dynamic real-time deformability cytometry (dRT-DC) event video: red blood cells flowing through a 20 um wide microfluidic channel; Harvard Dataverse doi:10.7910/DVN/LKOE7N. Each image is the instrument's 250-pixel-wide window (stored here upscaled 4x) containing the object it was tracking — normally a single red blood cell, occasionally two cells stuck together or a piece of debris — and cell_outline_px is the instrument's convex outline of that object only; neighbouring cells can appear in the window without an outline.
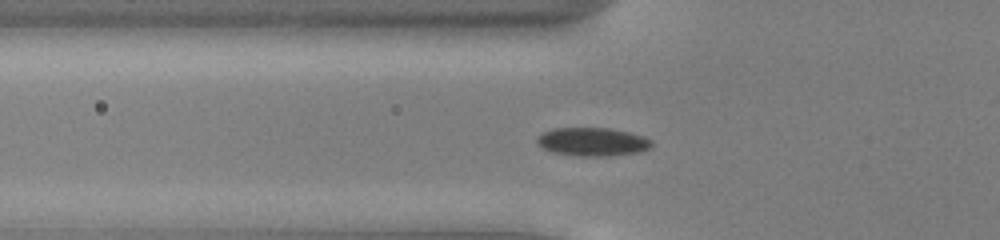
{"species": "common noctule bat (a hibernating species)", "species_latin": "Nyctalus noctula", "temperature_condition": "cold", "stored_images_in_passage": 53, "camera_frame_rate_fps": 3000, "um_per_image_px": 0.085, "animal": {"sex": "male", "body_mass_g": 13.0, "forearm_length_mm": 53.1}, "frame": {"image": 1, "passage_image": 19, "time_ms": 6.0, "image_size_px": [1000, 240], "cell_outline_px": [[652, 144], [648, 148], [640, 152], [608, 156], [580, 156], [552, 152], [544, 148], [536, 140], [544, 132], [552, 128], [608, 128], [628, 132], [644, 136], [652, 140]], "centroid_in_image_um": [50.39, 12.05], "position_along_channel_um": 75.4, "area_um2": 18.79}}
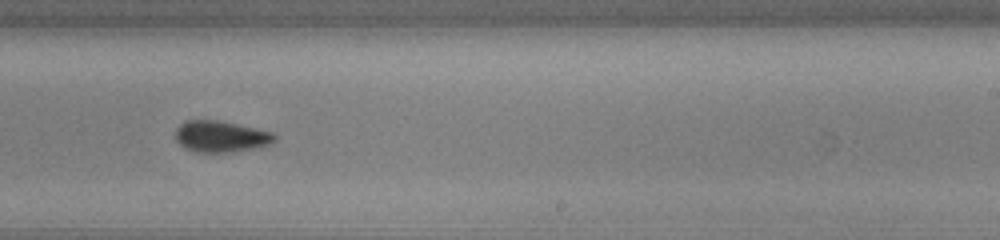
{"frame": {"image": 2, "passage_image": 34, "time_ms": 11.0, "image_size_px": [1000, 240], "cell_outline_px": [[276, 140], [272, 144], [260, 148], [228, 152], [196, 152], [184, 148], [176, 140], [176, 128], [184, 120], [220, 120], [276, 132]], "centroid_in_image_um": [18.83, 11.59], "position_along_channel_um": 270.2, "area_um2": 18.55}}
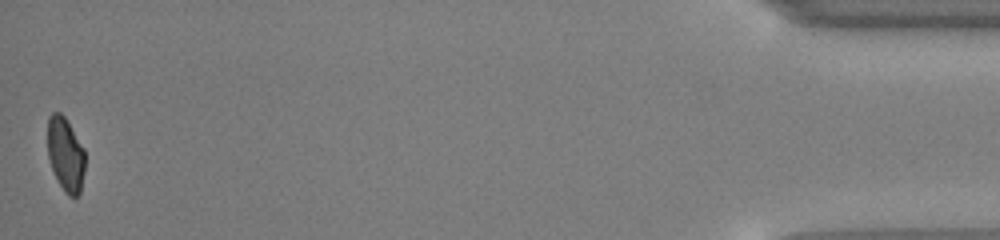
{"frame": {"image": 3, "passage_image": 53, "time_ms": 17.333, "image_size_px": [1000, 240], "cell_outline_px": [[84, 168], [80, 192], [76, 196], [68, 196], [64, 192], [52, 168], [48, 156], [48, 116], [52, 112], [60, 112], [64, 116], [84, 148]], "centroid_in_image_um": [5.56, 13.1], "position_along_channel_um": 429.6, "area_um2": 15.9}, "authors_computed_cell_mechanics": {"area_um2": 18.0336, "velocity_mm_per_s": 3.9058, "shape_relaxation_time_tau1_ms": 2.0277, "shape_relaxation_time_tau2_ms": null, "deformation_change_tau1": 0.0697, "deformation_change_tau2": null}}